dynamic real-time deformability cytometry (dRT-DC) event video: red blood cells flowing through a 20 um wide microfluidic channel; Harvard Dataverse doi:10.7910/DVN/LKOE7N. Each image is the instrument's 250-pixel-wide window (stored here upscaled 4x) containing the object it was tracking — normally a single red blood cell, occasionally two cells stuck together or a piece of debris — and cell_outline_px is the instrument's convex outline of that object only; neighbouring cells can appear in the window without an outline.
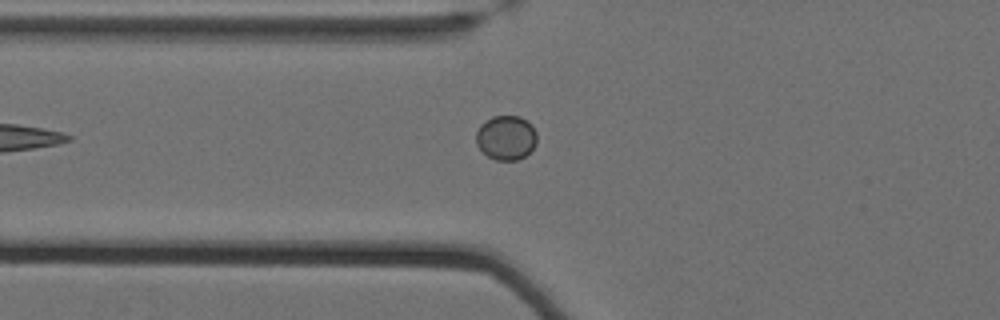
{"species": "Egyptian fruit bat (a non-hibernating species)", "species_latin": "Rousettus aegyptiacus", "temperature_condition": "cold", "stored_images_in_passage": 24, "camera_frame_rate_fps": 3000, "um_per_image_px": 0.085, "animal": {"sex": "female"}, "frame": {"image": 1, "passage_image": 2, "time_ms": 0.333, "image_size_px": [1000, 320], "cell_outline_px": [[536, 144], [524, 156], [516, 160], [496, 160], [488, 156], [476, 144], [476, 132], [480, 124], [492, 116], [520, 116], [532, 124], [536, 132]], "centroid_in_image_um": [43.01, 11.68], "position_along_channel_um": 82.8, "area_um2": 15.72}}
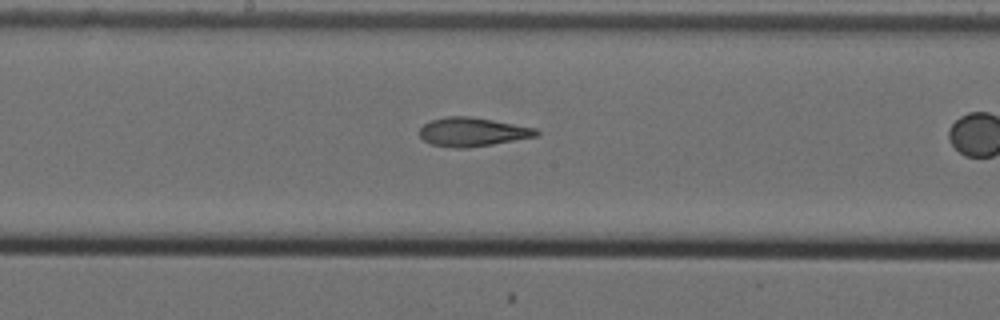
{"frame": {"image": 2, "passage_image": 9, "time_ms": 2.667, "image_size_px": [1000, 320], "cell_outline_px": [[540, 132], [536, 136], [492, 144], [464, 148], [456, 148], [432, 144], [424, 140], [420, 136], [420, 128], [424, 124], [432, 120], [448, 116], [472, 116], [536, 128]], "centroid_in_image_um": [40.16, 11.2], "position_along_channel_um": 208.0, "area_um2": 19.36}}
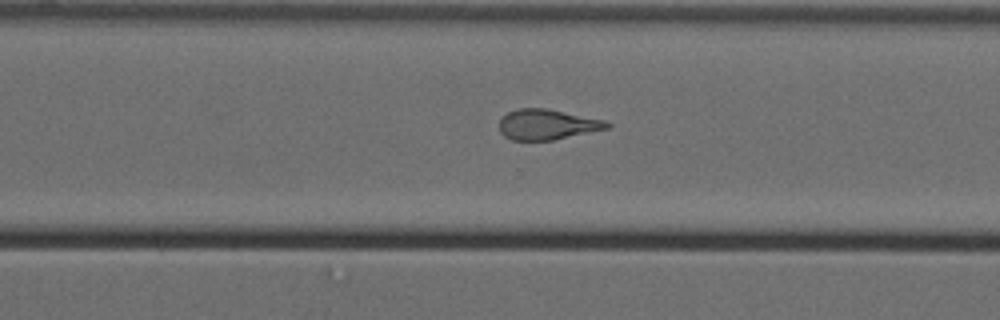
{"frame": {"image": 3, "passage_image": 19, "time_ms": 6.0, "image_size_px": [1000, 320], "cell_outline_px": [[612, 124], [608, 128], [552, 140], [512, 140], [504, 136], [500, 132], [500, 120], [508, 112], [516, 108], [548, 108], [604, 120]], "centroid_in_image_um": [46.49, 10.57], "position_along_channel_um": 324.1, "area_um2": 18.96}}